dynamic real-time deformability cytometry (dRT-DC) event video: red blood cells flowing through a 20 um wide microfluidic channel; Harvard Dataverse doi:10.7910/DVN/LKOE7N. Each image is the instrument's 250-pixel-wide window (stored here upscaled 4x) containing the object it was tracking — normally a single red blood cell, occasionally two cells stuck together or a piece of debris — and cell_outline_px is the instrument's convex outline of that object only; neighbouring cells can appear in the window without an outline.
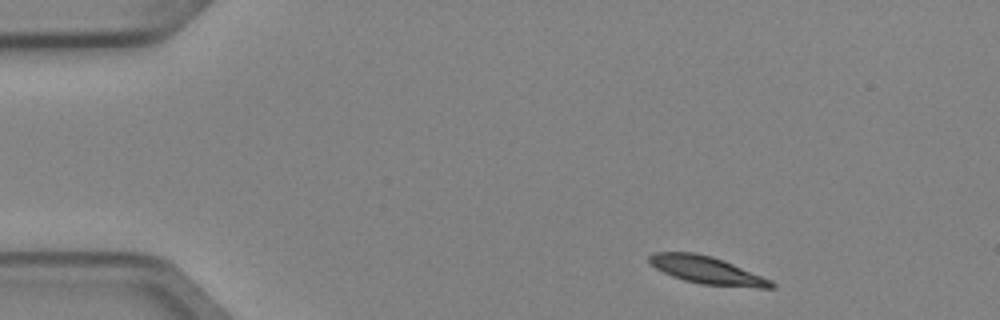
{"species": "Egyptian fruit bat (a non-hibernating species)", "species_latin": "Rousettus aegyptiacus", "temperature_condition": "cold", "stored_images_in_passage": 3, "camera_frame_rate_fps": 3000, "um_per_image_px": 0.085, "animal": {"sex": "female"}, "frame": {"image": 1, "passage_image": 1, "time_ms": 0.0, "image_size_px": [1000, 320], "cell_outline_px": [[776, 288], [756, 288], [700, 284], [684, 280], [672, 276], [656, 268], [648, 260], [648, 256], [652, 252], [696, 252], [712, 256], [724, 260], [772, 280], [776, 284]], "centroid_in_image_um": [60.12, 22.97], "position_along_channel_um": 24.9, "area_um2": 19.77}}